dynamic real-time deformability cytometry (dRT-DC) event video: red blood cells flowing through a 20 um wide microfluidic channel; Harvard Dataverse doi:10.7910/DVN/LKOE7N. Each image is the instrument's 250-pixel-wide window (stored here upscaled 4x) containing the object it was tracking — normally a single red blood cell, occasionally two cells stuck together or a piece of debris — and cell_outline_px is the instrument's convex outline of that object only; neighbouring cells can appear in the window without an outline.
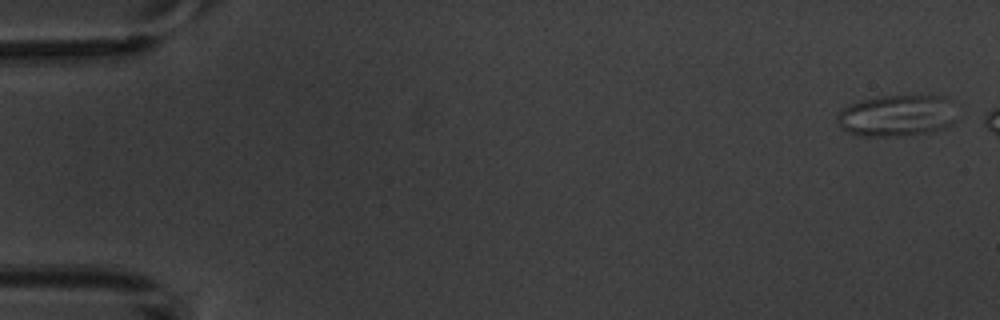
{"species": "common noctule bat (a hibernating species)", "species_latin": "Nyctalus noctula", "temperature_condition": "warm", "stored_images_in_passage": 6, "camera_frame_rate_fps": 3000, "um_per_image_px": 0.085, "animal": {"sex": "male", "body_mass_g": 20.1, "forearm_length_mm": 53.5}, "frame": {"image": 1, "passage_image": 1, "time_ms": 0.0, "image_size_px": [1000, 320], "cell_outline_px": [[956, 120], [952, 124], [928, 132], [892, 136], [860, 136], [848, 132], [836, 120], [836, 116], [844, 108], [860, 100], [880, 96], [944, 96]], "centroid_in_image_um": [76.17, 9.83], "position_along_channel_um": 8.8, "area_um2": 28.15}}